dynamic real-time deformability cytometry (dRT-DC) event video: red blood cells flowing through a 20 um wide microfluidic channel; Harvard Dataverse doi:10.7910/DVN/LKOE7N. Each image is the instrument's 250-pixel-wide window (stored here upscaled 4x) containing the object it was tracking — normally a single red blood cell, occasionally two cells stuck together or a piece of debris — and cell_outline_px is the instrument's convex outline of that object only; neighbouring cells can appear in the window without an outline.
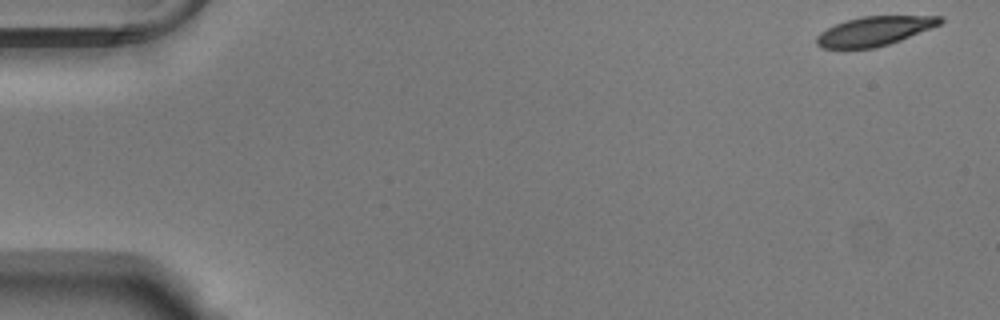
{"species": "Egyptian fruit bat (a non-hibernating species)", "species_latin": "Rousettus aegyptiacus", "temperature_condition": "warm", "stored_images_in_passage": 53, "camera_frame_rate_fps": 3000, "um_per_image_px": 0.085, "animal": {"sex": "male"}, "frame": {"image": 1, "passage_image": 1, "time_ms": 0.0, "image_size_px": [1000, 320], "cell_outline_px": [[944, 20], [940, 24], [900, 40], [876, 48], [820, 48], [816, 44], [816, 36], [820, 32], [836, 24], [860, 16], [944, 16]], "centroid_in_image_um": [74.31, 2.64], "position_along_channel_um": 10.7, "area_um2": 20.87}}
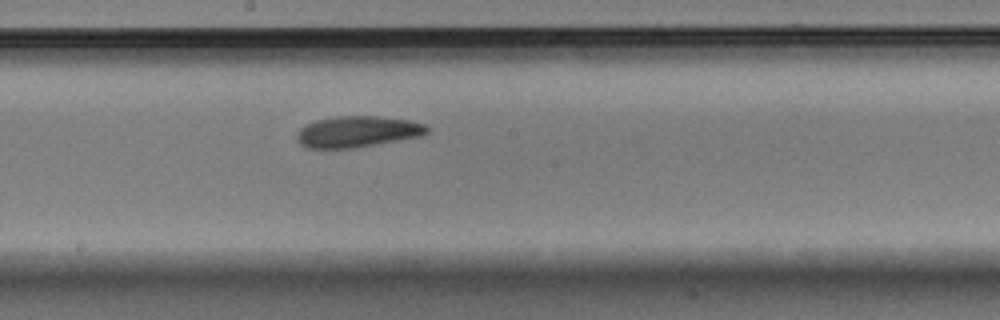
{"frame": {"image": 2, "passage_image": 29, "time_ms": 9.333, "image_size_px": [1000, 320], "cell_outline_px": [[428, 132], [424, 136], [352, 148], [308, 148], [300, 144], [300, 128], [316, 120], [332, 116], [376, 116], [412, 120], [424, 124], [428, 128]], "centroid_in_image_um": [30.46, 11.18], "position_along_channel_um": 217.7, "area_um2": 23.47}}
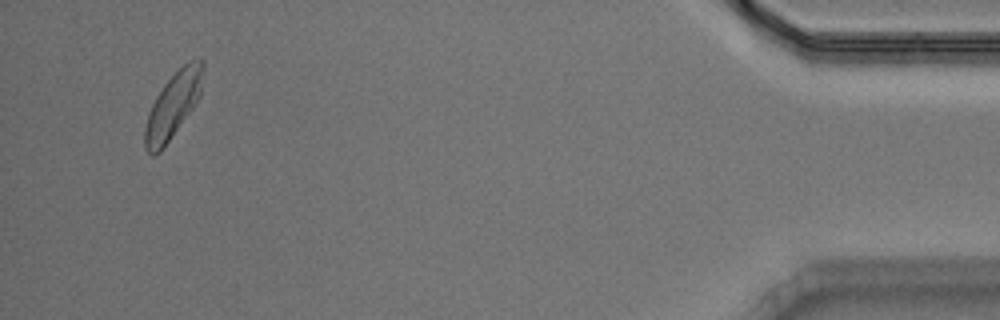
{"frame": {"image": 3, "passage_image": 51, "time_ms": 16.667, "image_size_px": [1000, 320], "cell_outline_px": [[204, 68], [200, 96], [192, 108], [160, 152], [152, 156], [148, 152], [144, 144], [144, 128], [148, 112], [156, 96], [164, 84], [188, 60], [200, 56], [204, 60]], "centroid_in_image_um": [14.72, 8.9], "position_along_channel_um": 420.5, "area_um2": 22.08}, "authors_computed_cell_mechanics": {"area_um2": 22.7732, "velocity_mm_per_s": 3.7511, "shape_relaxation_time_tau1_ms": 2.4295, "shape_relaxation_time_tau2_ms": 2.5847, "deformation_change_tau1": 0.1287, "deformation_change_tau2": 0.1004}}